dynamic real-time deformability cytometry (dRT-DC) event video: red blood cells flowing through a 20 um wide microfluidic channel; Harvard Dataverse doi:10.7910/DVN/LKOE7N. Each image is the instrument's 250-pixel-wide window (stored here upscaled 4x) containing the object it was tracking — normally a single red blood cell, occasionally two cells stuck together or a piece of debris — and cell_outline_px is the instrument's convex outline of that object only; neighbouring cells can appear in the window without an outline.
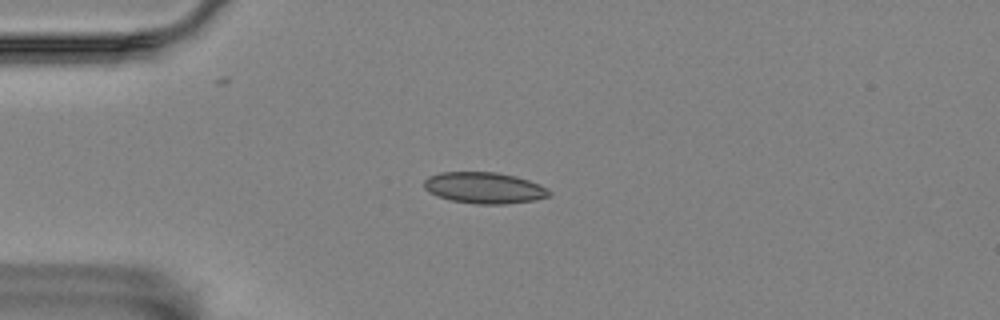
{"species": "Egyptian fruit bat (a non-hibernating species)", "species_latin": "Rousettus aegyptiacus", "temperature_condition": "room temperature", "stored_images_in_passage": 9, "camera_frame_rate_fps": 3000, "um_per_image_px": 0.085, "animal": {"sex": "female"}, "frame": {"image": 1, "passage_image": 2, "time_ms": 0.333, "image_size_px": [1000, 320], "cell_outline_px": [[552, 196], [536, 200], [504, 204], [476, 204], [448, 200], [436, 196], [428, 192], [424, 188], [424, 180], [428, 176], [440, 172], [496, 172], [516, 176], [540, 184], [548, 188], [552, 192]], "centroid_in_image_um": [41.17, 15.97], "position_along_channel_um": 43.8, "area_um2": 23.18}}
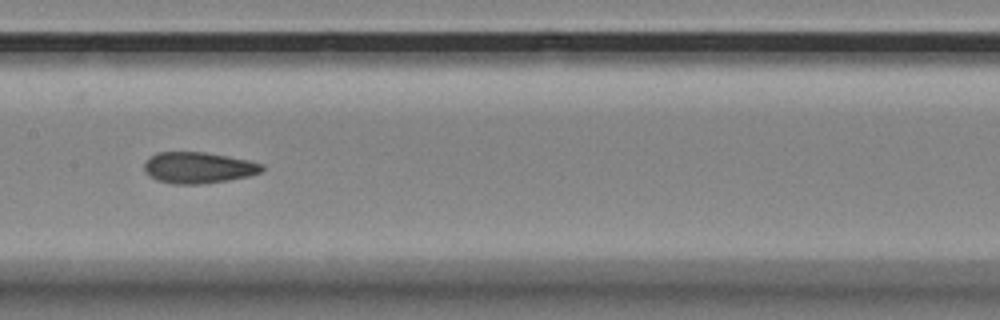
{"frame": {"image": 2, "passage_image": 6, "time_ms": 1.667, "image_size_px": [1000, 320], "cell_outline_px": [[264, 168], [260, 172], [248, 176], [228, 180], [200, 184], [172, 184], [156, 180], [144, 172], [144, 164], [148, 156], [156, 152], [204, 152], [248, 160], [264, 164]], "centroid_in_image_um": [16.81, 14.25], "position_along_channel_um": 190.6, "area_um2": 21.5}}
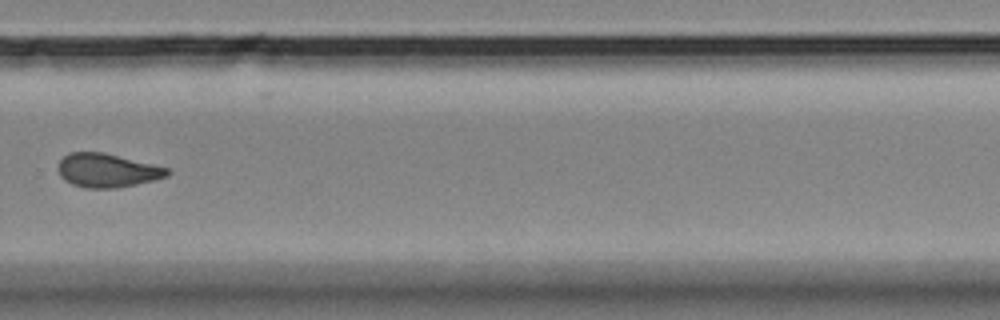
{"frame": {"image": 3, "passage_image": 9, "time_ms": 2.667, "image_size_px": [1000, 320], "cell_outline_px": [[172, 172], [168, 176], [136, 184], [116, 188], [84, 188], [72, 184], [64, 180], [60, 176], [60, 160], [68, 152], [104, 152], [168, 168]], "centroid_in_image_um": [9.11, 14.48], "position_along_channel_um": 320.7, "area_um2": 21.33}}